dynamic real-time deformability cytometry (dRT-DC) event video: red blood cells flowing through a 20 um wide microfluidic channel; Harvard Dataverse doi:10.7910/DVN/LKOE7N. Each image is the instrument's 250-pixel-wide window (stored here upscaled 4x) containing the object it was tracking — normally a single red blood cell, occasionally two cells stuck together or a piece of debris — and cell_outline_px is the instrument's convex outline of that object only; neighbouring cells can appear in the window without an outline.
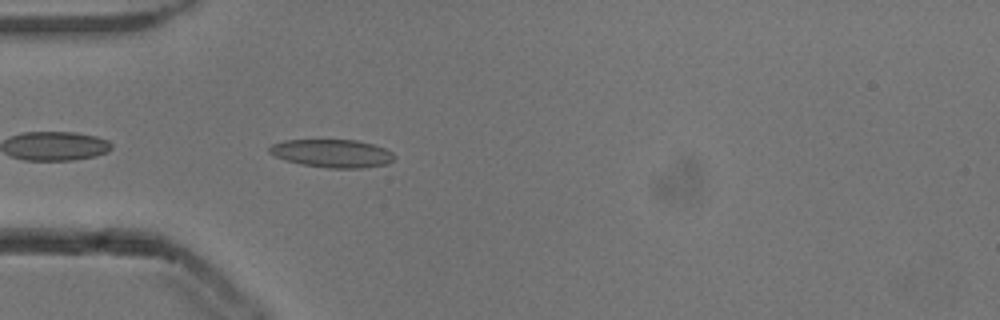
{"species": "common noctule bat (a hibernating species)", "species_latin": "Nyctalus noctula", "temperature_condition": "cold", "stored_images_in_passage": 37, "camera_frame_rate_fps": 3000, "um_per_image_px": 0.085, "animal": {"sex": "male", "body_mass_g": 13.3}, "frame": {"image": 1, "passage_image": 1, "time_ms": 0.0, "image_size_px": [1000, 320], "cell_outline_px": [[396, 156], [388, 164], [364, 168], [328, 168], [300, 164], [284, 160], [268, 152], [268, 148], [272, 144], [284, 140], [356, 140], [372, 144], [384, 148], [392, 152]], "centroid_in_image_um": [28.23, 13.04], "position_along_channel_um": 56.8, "area_um2": 20.52}}
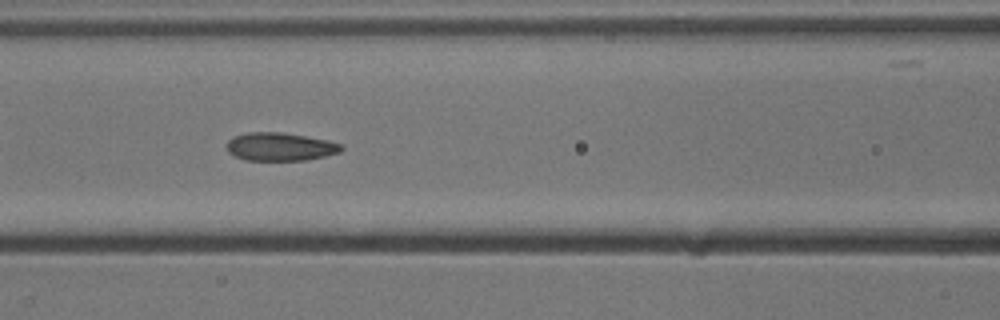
{"frame": {"image": 2, "passage_image": 8, "time_ms": 2.333, "image_size_px": [1000, 320], "cell_outline_px": [[344, 148], [340, 152], [308, 160], [244, 160], [228, 152], [228, 140], [232, 136], [248, 132], [280, 132], [328, 140], [340, 144]], "centroid_in_image_um": [23.8, 12.47], "position_along_channel_um": 142.8, "area_um2": 18.73}}
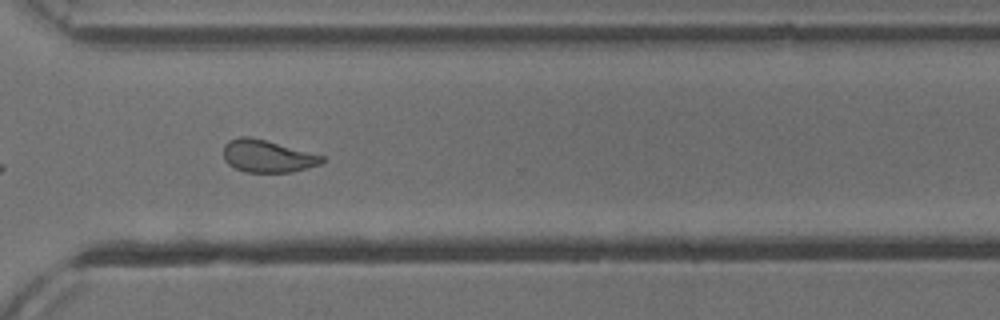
{"frame": {"image": 3, "passage_image": 24, "time_ms": 7.667, "image_size_px": [1000, 320], "cell_outline_px": [[324, 160], [320, 164], [292, 172], [244, 172], [228, 164], [224, 160], [224, 144], [228, 140], [240, 136], [248, 136], [264, 140], [324, 156]], "centroid_in_image_um": [22.69, 13.28], "position_along_channel_um": 347.9, "area_um2": 18.38}, "authors_computed_cell_mechanics": {"area_um2": 19.3052, "velocity_mm_per_s": 3.8507, "shape_relaxation_time_tau1_ms": 6.423, "shape_relaxation_time_tau2_ms": 1.6327, "deformation_change_tau1": 0.1418, "deformation_change_tau2": 0.0693}}